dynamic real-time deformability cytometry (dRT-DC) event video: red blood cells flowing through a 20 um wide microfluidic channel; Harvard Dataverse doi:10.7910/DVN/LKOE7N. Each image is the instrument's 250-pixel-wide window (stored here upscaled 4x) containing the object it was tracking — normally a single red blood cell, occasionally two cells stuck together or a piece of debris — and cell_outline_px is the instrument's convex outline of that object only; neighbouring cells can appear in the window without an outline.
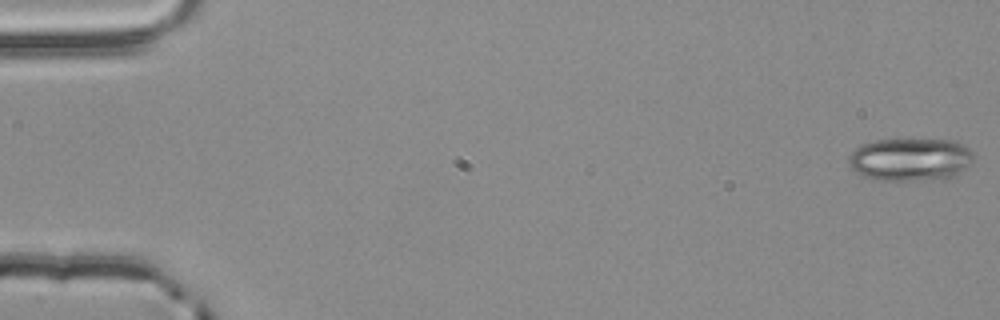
{"species": "common noctule bat (a hibernating species)", "species_latin": "Nyctalus noctula", "temperature_condition": "room temperature", "stored_images_in_passage": 54, "camera_frame_rate_fps": 3000, "um_per_image_px": 0.085, "animal": {"sex": "male", "body_mass_g": 20.4}, "frame": {"image": 1, "passage_image": 1, "time_ms": 0.0, "image_size_px": [1000, 320], "cell_outline_px": [[972, 164], [956, 176], [944, 180], [876, 180], [864, 176], [856, 172], [848, 164], [848, 156], [860, 144], [876, 140], [952, 140], [964, 144], [972, 152]], "centroid_in_image_um": [77.4, 13.57], "position_along_channel_um": 7.6, "area_um2": 31.56}}
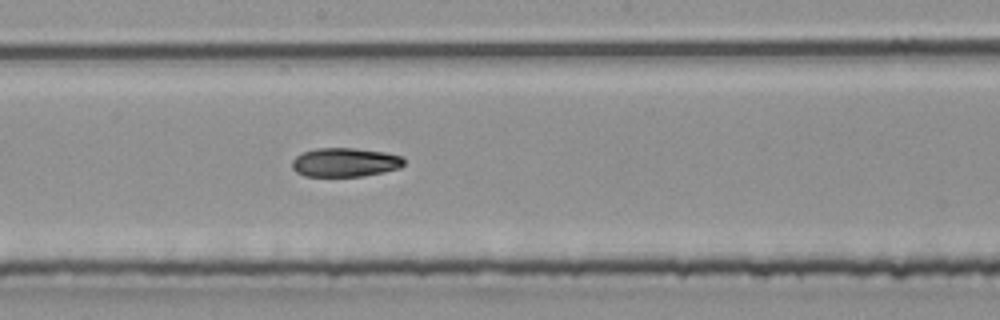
{"frame": {"image": 2, "passage_image": 30, "time_ms": 9.667, "image_size_px": [1000, 320], "cell_outline_px": [[404, 164], [400, 168], [384, 172], [364, 176], [304, 176], [296, 172], [292, 168], [292, 160], [296, 156], [304, 152], [316, 148], [352, 148], [384, 152], [404, 156]], "centroid_in_image_um": [29.34, 13.8], "position_along_channel_um": 218.9, "area_um2": 18.96}}
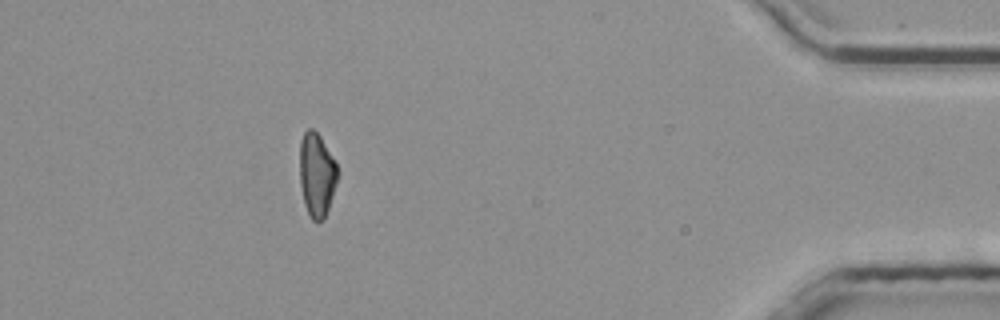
{"frame": {"image": 3, "passage_image": 49, "time_ms": 16.0, "image_size_px": [1000, 320], "cell_outline_px": [[340, 172], [324, 220], [312, 220], [304, 204], [300, 184], [300, 140], [304, 132], [308, 128], [312, 128], [320, 136], [336, 164]], "centroid_in_image_um": [26.92, 14.84], "position_along_channel_um": 408.3, "area_um2": 18.38}, "authors_computed_cell_mechanics": {"area_um2": 19.3919, "velocity_mm_per_s": 3.8836, "shape_relaxation_time_tau1_ms": null, "shape_relaxation_time_tau2_ms": 11.3587, "deformation_change_tau1": null, "deformation_change_tau2": 0.1917}}